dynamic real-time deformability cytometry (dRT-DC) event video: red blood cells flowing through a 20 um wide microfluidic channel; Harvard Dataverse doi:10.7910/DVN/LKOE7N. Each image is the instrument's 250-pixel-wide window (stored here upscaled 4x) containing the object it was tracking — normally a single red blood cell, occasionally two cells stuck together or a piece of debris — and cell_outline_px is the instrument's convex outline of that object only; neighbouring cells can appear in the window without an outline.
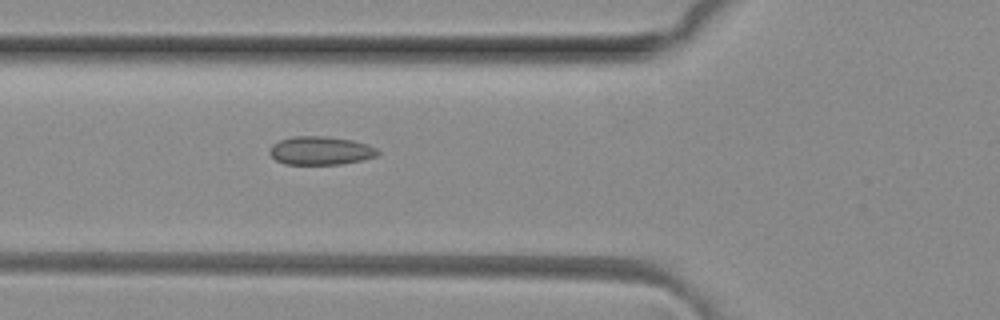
{"species": "common noctule bat (a hibernating species)", "species_latin": "Nyctalus noctula", "temperature_condition": "room temperature", "stored_images_in_passage": 3, "camera_frame_rate_fps": 3000, "um_per_image_px": 0.085, "animal": {"sex": "female", "body_mass_g": 29.2, "forearm_length_mm": 56.3}, "frame": {"image": 1, "passage_image": 3, "time_ms": 0.667, "image_size_px": [1000, 320], "cell_outline_px": [[380, 152], [376, 156], [364, 160], [340, 164], [284, 164], [276, 160], [268, 152], [272, 144], [280, 140], [292, 136], [324, 136], [352, 140], [368, 144], [376, 148]], "centroid_in_image_um": [27.25, 12.8], "position_along_channel_um": 98.6, "area_um2": 17.98}}